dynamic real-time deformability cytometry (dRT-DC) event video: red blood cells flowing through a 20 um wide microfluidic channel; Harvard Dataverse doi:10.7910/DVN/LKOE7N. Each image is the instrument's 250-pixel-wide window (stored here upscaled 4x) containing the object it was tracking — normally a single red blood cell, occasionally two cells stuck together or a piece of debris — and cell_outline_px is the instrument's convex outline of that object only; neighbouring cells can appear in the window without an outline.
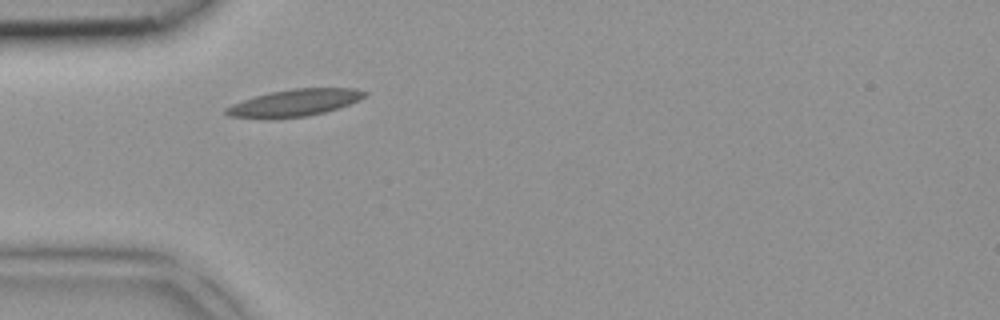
{"species": "common noctule bat (a hibernating species)", "species_latin": "Nyctalus noctula", "temperature_condition": "room temperature", "stored_images_in_passage": 2, "camera_frame_rate_fps": 3000, "um_per_image_px": 0.085, "animal": {"sex": "female", "body_mass_g": 18.4}, "frame": {"image": 1, "passage_image": 1, "time_ms": 0.0, "image_size_px": [1000, 320], "cell_outline_px": [[368, 96], [348, 104], [324, 112], [308, 116], [268, 120], [228, 116], [224, 112], [224, 108], [232, 104], [268, 92], [292, 88], [356, 88], [368, 92]], "centroid_in_image_um": [25.0, 8.75], "position_along_channel_um": 60.0, "area_um2": 22.14}}